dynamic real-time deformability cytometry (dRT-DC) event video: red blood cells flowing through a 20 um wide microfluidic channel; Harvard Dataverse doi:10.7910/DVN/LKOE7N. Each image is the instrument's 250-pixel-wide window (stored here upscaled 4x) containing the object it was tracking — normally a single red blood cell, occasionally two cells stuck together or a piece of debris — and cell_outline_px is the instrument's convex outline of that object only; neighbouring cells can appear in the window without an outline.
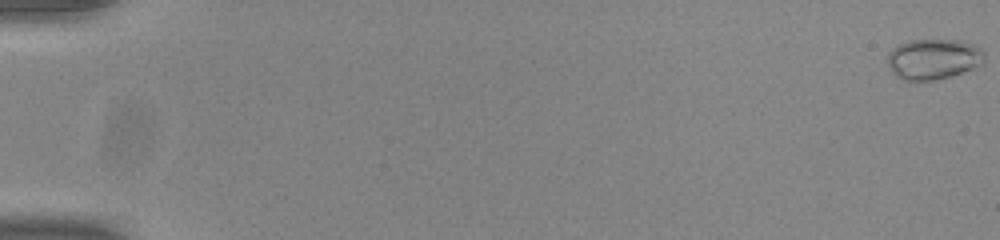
{"species": "common noctule bat (a hibernating species)", "species_latin": "Nyctalus noctula", "temperature_condition": "room temperature", "stored_images_in_passage": 55, "camera_frame_rate_fps": 3000, "um_per_image_px": 0.085, "animal": {"sex": "male", "body_mass_g": 20.0, "forearm_length_mm": 53.3}, "frame": {"image": 1, "passage_image": 1, "time_ms": 0.0, "image_size_px": [1000, 240], "cell_outline_px": [[984, 64], [948, 76], [932, 80], [900, 80], [892, 72], [888, 64], [888, 52], [892, 48], [908, 40], [956, 40], [972, 44], [980, 48], [984, 52]], "centroid_in_image_um": [79.31, 5.01], "position_along_channel_um": 5.7, "area_um2": 22.72}}
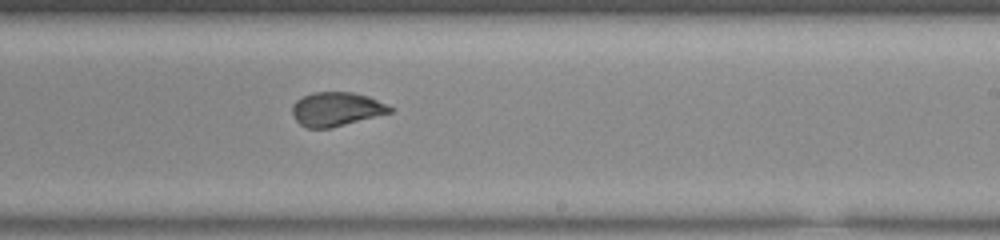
{"frame": {"image": 2, "passage_image": 35, "time_ms": 11.333, "image_size_px": [1000, 240], "cell_outline_px": [[396, 108], [392, 112], [332, 128], [308, 128], [300, 124], [296, 120], [292, 112], [292, 104], [296, 100], [312, 92], [352, 92], [368, 96], [388, 104]], "centroid_in_image_um": [28.61, 9.27], "position_along_channel_um": 260.4, "area_um2": 19.48}}
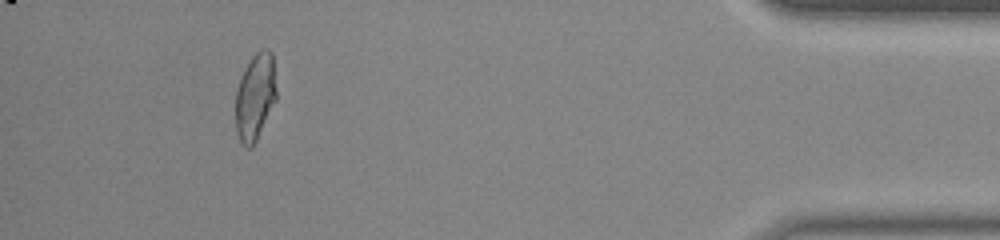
{"frame": {"image": 3, "passage_image": 51, "time_ms": 16.667, "image_size_px": [1000, 240], "cell_outline_px": [[276, 100], [252, 148], [248, 148], [240, 140], [236, 132], [236, 88], [240, 76], [252, 56], [256, 52], [264, 48], [268, 48], [272, 52], [276, 88]], "centroid_in_image_um": [21.69, 8.19], "position_along_channel_um": 413.5, "area_um2": 20.63}, "authors_computed_cell_mechanics": {"area_um2": 20.4612, "velocity_mm_per_s": 3.8983, "shape_relaxation_time_tau1_ms": 5.75, "shape_relaxation_time_tau2_ms": null, "deformation_change_tau1": 0.2115, "deformation_change_tau2": null}}